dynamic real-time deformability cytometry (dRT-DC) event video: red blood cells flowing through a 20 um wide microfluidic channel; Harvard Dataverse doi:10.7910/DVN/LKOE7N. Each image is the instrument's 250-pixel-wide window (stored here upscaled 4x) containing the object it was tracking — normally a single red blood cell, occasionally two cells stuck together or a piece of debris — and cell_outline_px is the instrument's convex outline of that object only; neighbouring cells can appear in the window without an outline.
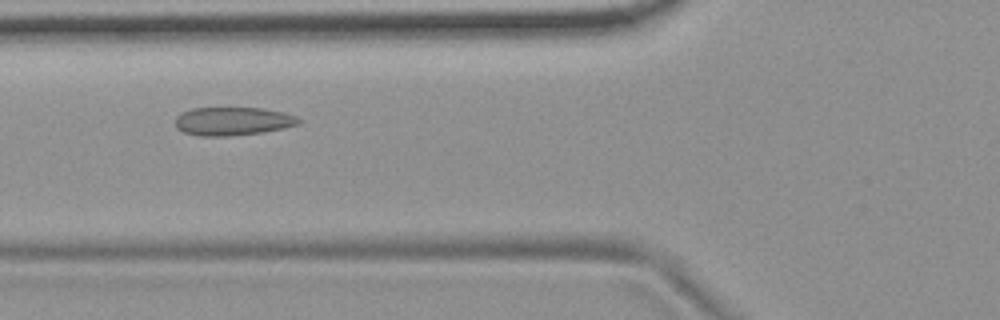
{"species": "common noctule bat (a hibernating species)", "species_latin": "Nyctalus noctula", "temperature_condition": "room temperature", "stored_images_in_passage": 7, "camera_frame_rate_fps": 3000, "um_per_image_px": 0.085, "animal": {"sex": "female", "body_mass_g": 19.9}, "frame": {"image": 1, "passage_image": 3, "time_ms": 0.667, "image_size_px": [1000, 320], "cell_outline_px": [[300, 124], [284, 128], [264, 132], [228, 136], [200, 136], [184, 132], [176, 128], [176, 116], [180, 112], [192, 108], [264, 108], [284, 112], [296, 116], [300, 120]], "centroid_in_image_um": [19.79, 10.3], "position_along_channel_um": 106.0, "area_um2": 20.52}}
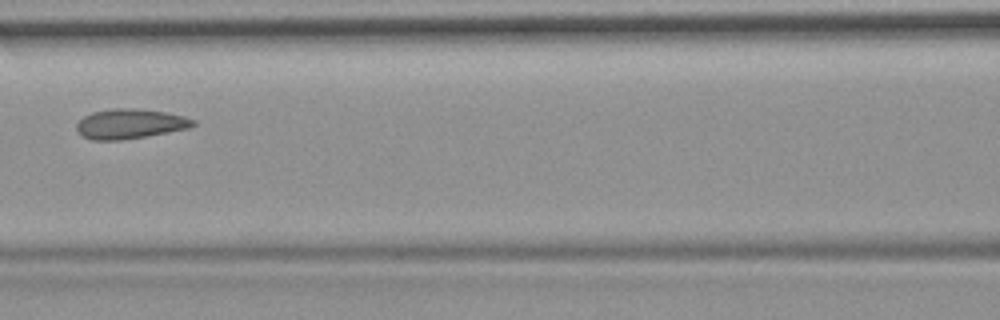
{"frame": {"image": 2, "passage_image": 4, "time_ms": 1.0, "image_size_px": [1000, 320], "cell_outline_px": [[196, 124], [188, 128], [144, 136], [120, 140], [92, 140], [84, 136], [76, 128], [76, 124], [84, 116], [92, 112], [112, 108], [136, 108], [164, 112], [184, 116], [196, 120]], "centroid_in_image_um": [11.05, 10.51], "position_along_channel_um": 155.6, "area_um2": 20.0}}